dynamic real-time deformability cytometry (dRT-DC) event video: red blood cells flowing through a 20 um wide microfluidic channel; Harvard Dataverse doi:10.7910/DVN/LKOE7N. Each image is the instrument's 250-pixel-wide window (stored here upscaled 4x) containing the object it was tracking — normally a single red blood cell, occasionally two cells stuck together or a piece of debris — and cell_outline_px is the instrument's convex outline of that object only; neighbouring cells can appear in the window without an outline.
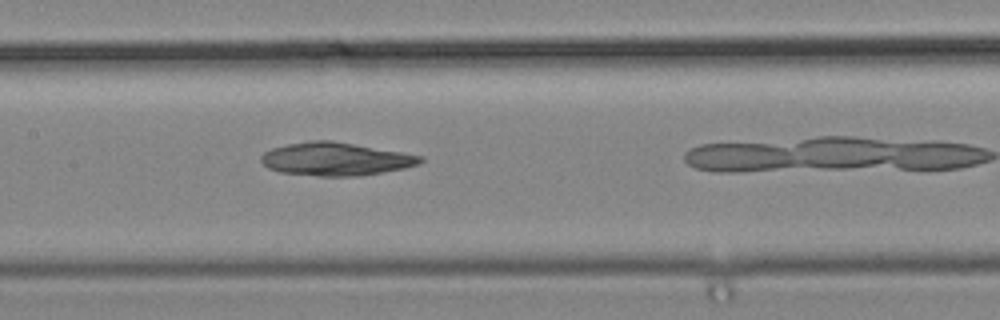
{"species": "common noctule bat (a hibernating species)", "species_latin": "Nyctalus noctula", "temperature_condition": "cold", "stored_images_in_passage": 35, "camera_frame_rate_fps": 3000, "um_per_image_px": 0.085, "animal": {"sex": "male", "body_mass_g": 19.2, "forearm_length_mm": 51.8}, "frame": {"image": 1, "passage_image": 20, "time_ms": 6.333, "image_size_px": [1000, 320], "cell_outline_px": [[424, 160], [416, 164], [404, 168], [360, 176], [316, 176], [280, 172], [268, 168], [260, 160], [260, 156], [264, 152], [272, 148], [288, 144], [312, 140], [332, 140], [424, 156]], "centroid_in_image_um": [28.5, 13.52], "position_along_channel_um": 178.9, "area_um2": 30.63}}
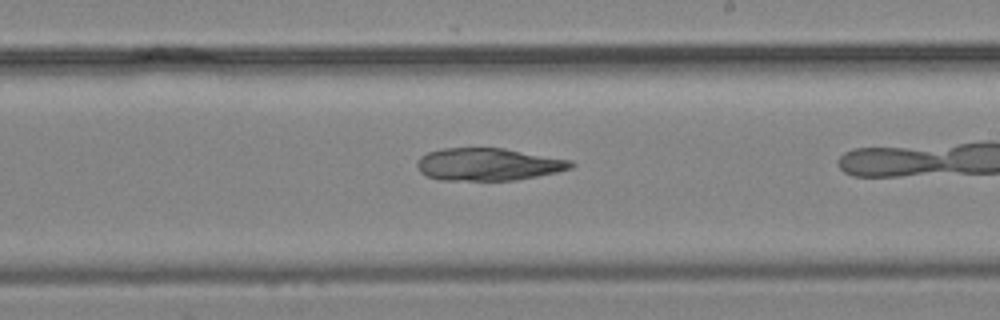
{"frame": {"image": 2, "passage_image": 25, "time_ms": 8.0, "image_size_px": [1000, 320], "cell_outline_px": [[576, 164], [572, 168], [556, 172], [516, 180], [440, 180], [428, 176], [420, 172], [416, 164], [420, 156], [428, 152], [440, 148], [504, 148], [572, 160]], "centroid_in_image_um": [41.5, 13.96], "position_along_channel_um": 247.5, "area_um2": 29.19}}